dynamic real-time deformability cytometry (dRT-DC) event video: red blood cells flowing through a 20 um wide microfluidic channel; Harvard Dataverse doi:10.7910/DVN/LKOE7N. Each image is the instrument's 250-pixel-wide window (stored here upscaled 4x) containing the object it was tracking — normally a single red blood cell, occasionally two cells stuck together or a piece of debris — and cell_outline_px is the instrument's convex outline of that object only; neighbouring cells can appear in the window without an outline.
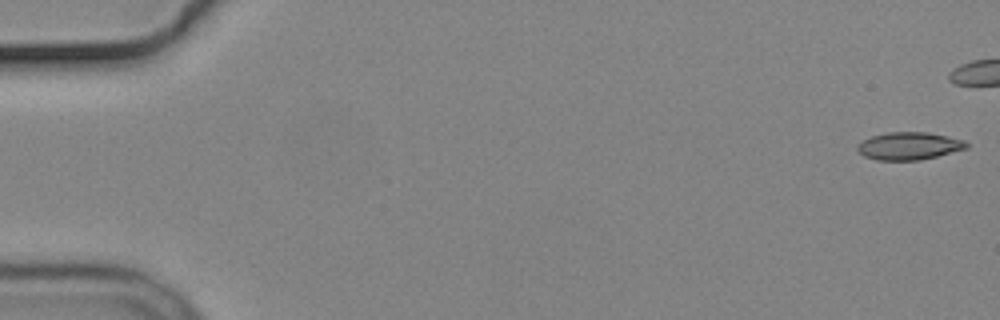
{"species": "common noctule bat (a hibernating species)", "species_latin": "Nyctalus noctula", "temperature_condition": "cold", "stored_images_in_passage": 17, "camera_frame_rate_fps": 3000, "um_per_image_px": 0.085, "animal": {"sex": "male", "body_mass_g": 19.2, "forearm_length_mm": 51.8}, "frame": {"image": 1, "passage_image": 1, "time_ms": 0.0, "image_size_px": [1000, 320], "cell_outline_px": [[968, 148], [920, 160], [876, 160], [864, 156], [856, 148], [864, 140], [872, 136], [888, 132], [928, 132], [948, 136], [964, 140], [968, 144]], "centroid_in_image_um": [77.29, 12.4], "position_along_channel_um": 7.7, "area_um2": 17.4}}